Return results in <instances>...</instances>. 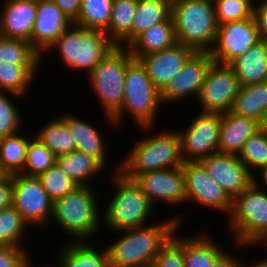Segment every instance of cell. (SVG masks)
<instances>
[{
    "label": "cell",
    "mask_w": 267,
    "mask_h": 267,
    "mask_svg": "<svg viewBox=\"0 0 267 267\" xmlns=\"http://www.w3.org/2000/svg\"><path fill=\"white\" fill-rule=\"evenodd\" d=\"M13 184L11 175L0 176V210L12 206Z\"/></svg>",
    "instance_id": "cell-45"
},
{
    "label": "cell",
    "mask_w": 267,
    "mask_h": 267,
    "mask_svg": "<svg viewBox=\"0 0 267 267\" xmlns=\"http://www.w3.org/2000/svg\"><path fill=\"white\" fill-rule=\"evenodd\" d=\"M257 174H258V176L260 175V182H259L258 176H256V174H255L254 175V183L257 186H259L261 189L267 191V189H266L267 188V166H265V167L261 168L259 171H257ZM261 184L264 185V187H266V188L265 189L262 188L263 186H260Z\"/></svg>",
    "instance_id": "cell-48"
},
{
    "label": "cell",
    "mask_w": 267,
    "mask_h": 267,
    "mask_svg": "<svg viewBox=\"0 0 267 267\" xmlns=\"http://www.w3.org/2000/svg\"><path fill=\"white\" fill-rule=\"evenodd\" d=\"M27 226L28 223L13 206L0 210V246L27 249L21 243L27 234Z\"/></svg>",
    "instance_id": "cell-35"
},
{
    "label": "cell",
    "mask_w": 267,
    "mask_h": 267,
    "mask_svg": "<svg viewBox=\"0 0 267 267\" xmlns=\"http://www.w3.org/2000/svg\"><path fill=\"white\" fill-rule=\"evenodd\" d=\"M239 89L233 69L228 64L213 62L196 100L203 113H226L232 110Z\"/></svg>",
    "instance_id": "cell-10"
},
{
    "label": "cell",
    "mask_w": 267,
    "mask_h": 267,
    "mask_svg": "<svg viewBox=\"0 0 267 267\" xmlns=\"http://www.w3.org/2000/svg\"><path fill=\"white\" fill-rule=\"evenodd\" d=\"M134 181L154 207L158 204L155 203L157 201L167 203L170 207L186 203L182 166L144 172L139 174Z\"/></svg>",
    "instance_id": "cell-15"
},
{
    "label": "cell",
    "mask_w": 267,
    "mask_h": 267,
    "mask_svg": "<svg viewBox=\"0 0 267 267\" xmlns=\"http://www.w3.org/2000/svg\"><path fill=\"white\" fill-rule=\"evenodd\" d=\"M35 18V1L12 0L3 2L0 11V36L26 40L32 45Z\"/></svg>",
    "instance_id": "cell-20"
},
{
    "label": "cell",
    "mask_w": 267,
    "mask_h": 267,
    "mask_svg": "<svg viewBox=\"0 0 267 267\" xmlns=\"http://www.w3.org/2000/svg\"><path fill=\"white\" fill-rule=\"evenodd\" d=\"M249 1L252 2L255 5V4H258L261 0H257V3L255 2L256 0L255 1L254 0H249Z\"/></svg>",
    "instance_id": "cell-51"
},
{
    "label": "cell",
    "mask_w": 267,
    "mask_h": 267,
    "mask_svg": "<svg viewBox=\"0 0 267 267\" xmlns=\"http://www.w3.org/2000/svg\"><path fill=\"white\" fill-rule=\"evenodd\" d=\"M38 68L40 64L0 63V91L23 98L34 82Z\"/></svg>",
    "instance_id": "cell-29"
},
{
    "label": "cell",
    "mask_w": 267,
    "mask_h": 267,
    "mask_svg": "<svg viewBox=\"0 0 267 267\" xmlns=\"http://www.w3.org/2000/svg\"><path fill=\"white\" fill-rule=\"evenodd\" d=\"M32 136L20 132L0 138V173L2 175L20 174L26 162L27 149Z\"/></svg>",
    "instance_id": "cell-31"
},
{
    "label": "cell",
    "mask_w": 267,
    "mask_h": 267,
    "mask_svg": "<svg viewBox=\"0 0 267 267\" xmlns=\"http://www.w3.org/2000/svg\"><path fill=\"white\" fill-rule=\"evenodd\" d=\"M260 131V123L231 111L221 114L218 153L239 155L245 142Z\"/></svg>",
    "instance_id": "cell-21"
},
{
    "label": "cell",
    "mask_w": 267,
    "mask_h": 267,
    "mask_svg": "<svg viewBox=\"0 0 267 267\" xmlns=\"http://www.w3.org/2000/svg\"><path fill=\"white\" fill-rule=\"evenodd\" d=\"M211 236L201 231L183 237L185 267H209L226 251Z\"/></svg>",
    "instance_id": "cell-26"
},
{
    "label": "cell",
    "mask_w": 267,
    "mask_h": 267,
    "mask_svg": "<svg viewBox=\"0 0 267 267\" xmlns=\"http://www.w3.org/2000/svg\"><path fill=\"white\" fill-rule=\"evenodd\" d=\"M227 218L235 245L260 247L267 240V191L253 183L232 199Z\"/></svg>",
    "instance_id": "cell-6"
},
{
    "label": "cell",
    "mask_w": 267,
    "mask_h": 267,
    "mask_svg": "<svg viewBox=\"0 0 267 267\" xmlns=\"http://www.w3.org/2000/svg\"><path fill=\"white\" fill-rule=\"evenodd\" d=\"M186 203L195 202L203 208H211L229 216L232 199L222 187L208 174L199 162H183Z\"/></svg>",
    "instance_id": "cell-13"
},
{
    "label": "cell",
    "mask_w": 267,
    "mask_h": 267,
    "mask_svg": "<svg viewBox=\"0 0 267 267\" xmlns=\"http://www.w3.org/2000/svg\"><path fill=\"white\" fill-rule=\"evenodd\" d=\"M138 128L143 132L145 131L144 133L149 131V135L146 134L145 137L137 140L126 157L118 164L120 166L119 172L124 177L134 180L144 172L176 168L183 165L181 140L176 130L152 134L154 133L153 126Z\"/></svg>",
    "instance_id": "cell-2"
},
{
    "label": "cell",
    "mask_w": 267,
    "mask_h": 267,
    "mask_svg": "<svg viewBox=\"0 0 267 267\" xmlns=\"http://www.w3.org/2000/svg\"><path fill=\"white\" fill-rule=\"evenodd\" d=\"M12 206L29 226L46 227L53 214V201L48 197L40 180L21 174H12Z\"/></svg>",
    "instance_id": "cell-12"
},
{
    "label": "cell",
    "mask_w": 267,
    "mask_h": 267,
    "mask_svg": "<svg viewBox=\"0 0 267 267\" xmlns=\"http://www.w3.org/2000/svg\"><path fill=\"white\" fill-rule=\"evenodd\" d=\"M61 11L75 22L81 9V0H52Z\"/></svg>",
    "instance_id": "cell-46"
},
{
    "label": "cell",
    "mask_w": 267,
    "mask_h": 267,
    "mask_svg": "<svg viewBox=\"0 0 267 267\" xmlns=\"http://www.w3.org/2000/svg\"><path fill=\"white\" fill-rule=\"evenodd\" d=\"M116 45L103 31L72 25L45 52H58L67 69L88 75ZM87 71V72H86Z\"/></svg>",
    "instance_id": "cell-8"
},
{
    "label": "cell",
    "mask_w": 267,
    "mask_h": 267,
    "mask_svg": "<svg viewBox=\"0 0 267 267\" xmlns=\"http://www.w3.org/2000/svg\"><path fill=\"white\" fill-rule=\"evenodd\" d=\"M119 171L120 166H117L113 176L110 175L116 192L102 212L104 225L113 232L148 225L155 210L135 181L127 179Z\"/></svg>",
    "instance_id": "cell-5"
},
{
    "label": "cell",
    "mask_w": 267,
    "mask_h": 267,
    "mask_svg": "<svg viewBox=\"0 0 267 267\" xmlns=\"http://www.w3.org/2000/svg\"><path fill=\"white\" fill-rule=\"evenodd\" d=\"M41 61V55L30 42L0 36V63L39 64Z\"/></svg>",
    "instance_id": "cell-36"
},
{
    "label": "cell",
    "mask_w": 267,
    "mask_h": 267,
    "mask_svg": "<svg viewBox=\"0 0 267 267\" xmlns=\"http://www.w3.org/2000/svg\"><path fill=\"white\" fill-rule=\"evenodd\" d=\"M238 158L253 175L267 166V133L260 130L251 136L243 145Z\"/></svg>",
    "instance_id": "cell-38"
},
{
    "label": "cell",
    "mask_w": 267,
    "mask_h": 267,
    "mask_svg": "<svg viewBox=\"0 0 267 267\" xmlns=\"http://www.w3.org/2000/svg\"><path fill=\"white\" fill-rule=\"evenodd\" d=\"M221 114L199 112L188 127L178 132L184 162L200 161L218 153Z\"/></svg>",
    "instance_id": "cell-11"
},
{
    "label": "cell",
    "mask_w": 267,
    "mask_h": 267,
    "mask_svg": "<svg viewBox=\"0 0 267 267\" xmlns=\"http://www.w3.org/2000/svg\"><path fill=\"white\" fill-rule=\"evenodd\" d=\"M225 251L211 266L209 267H243L244 263L240 257ZM240 258V259H238Z\"/></svg>",
    "instance_id": "cell-47"
},
{
    "label": "cell",
    "mask_w": 267,
    "mask_h": 267,
    "mask_svg": "<svg viewBox=\"0 0 267 267\" xmlns=\"http://www.w3.org/2000/svg\"><path fill=\"white\" fill-rule=\"evenodd\" d=\"M177 43L172 17L154 25L138 36L127 48L130 54L139 59L143 55L163 51Z\"/></svg>",
    "instance_id": "cell-25"
},
{
    "label": "cell",
    "mask_w": 267,
    "mask_h": 267,
    "mask_svg": "<svg viewBox=\"0 0 267 267\" xmlns=\"http://www.w3.org/2000/svg\"><path fill=\"white\" fill-rule=\"evenodd\" d=\"M96 196L92 186H77L53 203L52 222L74 241L93 242L102 224Z\"/></svg>",
    "instance_id": "cell-3"
},
{
    "label": "cell",
    "mask_w": 267,
    "mask_h": 267,
    "mask_svg": "<svg viewBox=\"0 0 267 267\" xmlns=\"http://www.w3.org/2000/svg\"><path fill=\"white\" fill-rule=\"evenodd\" d=\"M199 162L231 199L254 183V175L237 155L215 153Z\"/></svg>",
    "instance_id": "cell-17"
},
{
    "label": "cell",
    "mask_w": 267,
    "mask_h": 267,
    "mask_svg": "<svg viewBox=\"0 0 267 267\" xmlns=\"http://www.w3.org/2000/svg\"><path fill=\"white\" fill-rule=\"evenodd\" d=\"M74 22L52 0L36 2L32 47L45 57V52Z\"/></svg>",
    "instance_id": "cell-18"
},
{
    "label": "cell",
    "mask_w": 267,
    "mask_h": 267,
    "mask_svg": "<svg viewBox=\"0 0 267 267\" xmlns=\"http://www.w3.org/2000/svg\"><path fill=\"white\" fill-rule=\"evenodd\" d=\"M178 229L161 247L151 267H185L183 254V235H178Z\"/></svg>",
    "instance_id": "cell-42"
},
{
    "label": "cell",
    "mask_w": 267,
    "mask_h": 267,
    "mask_svg": "<svg viewBox=\"0 0 267 267\" xmlns=\"http://www.w3.org/2000/svg\"><path fill=\"white\" fill-rule=\"evenodd\" d=\"M260 41L256 21L253 18L228 22L217 27V36L210 54L214 62L229 64Z\"/></svg>",
    "instance_id": "cell-14"
},
{
    "label": "cell",
    "mask_w": 267,
    "mask_h": 267,
    "mask_svg": "<svg viewBox=\"0 0 267 267\" xmlns=\"http://www.w3.org/2000/svg\"><path fill=\"white\" fill-rule=\"evenodd\" d=\"M113 0H81V9L74 25L105 32L111 19Z\"/></svg>",
    "instance_id": "cell-34"
},
{
    "label": "cell",
    "mask_w": 267,
    "mask_h": 267,
    "mask_svg": "<svg viewBox=\"0 0 267 267\" xmlns=\"http://www.w3.org/2000/svg\"><path fill=\"white\" fill-rule=\"evenodd\" d=\"M259 123H260V130L267 133V107H266V110L264 111L262 119Z\"/></svg>",
    "instance_id": "cell-50"
},
{
    "label": "cell",
    "mask_w": 267,
    "mask_h": 267,
    "mask_svg": "<svg viewBox=\"0 0 267 267\" xmlns=\"http://www.w3.org/2000/svg\"><path fill=\"white\" fill-rule=\"evenodd\" d=\"M267 107V81L240 86L231 112L261 121Z\"/></svg>",
    "instance_id": "cell-30"
},
{
    "label": "cell",
    "mask_w": 267,
    "mask_h": 267,
    "mask_svg": "<svg viewBox=\"0 0 267 267\" xmlns=\"http://www.w3.org/2000/svg\"><path fill=\"white\" fill-rule=\"evenodd\" d=\"M171 17L177 43L195 52H211L218 27L212 0H172Z\"/></svg>",
    "instance_id": "cell-4"
},
{
    "label": "cell",
    "mask_w": 267,
    "mask_h": 267,
    "mask_svg": "<svg viewBox=\"0 0 267 267\" xmlns=\"http://www.w3.org/2000/svg\"><path fill=\"white\" fill-rule=\"evenodd\" d=\"M217 25L253 18L254 4L249 0H213Z\"/></svg>",
    "instance_id": "cell-40"
},
{
    "label": "cell",
    "mask_w": 267,
    "mask_h": 267,
    "mask_svg": "<svg viewBox=\"0 0 267 267\" xmlns=\"http://www.w3.org/2000/svg\"><path fill=\"white\" fill-rule=\"evenodd\" d=\"M194 53L192 48L176 43L163 51L143 55L138 60L145 67L153 85L161 92Z\"/></svg>",
    "instance_id": "cell-19"
},
{
    "label": "cell",
    "mask_w": 267,
    "mask_h": 267,
    "mask_svg": "<svg viewBox=\"0 0 267 267\" xmlns=\"http://www.w3.org/2000/svg\"><path fill=\"white\" fill-rule=\"evenodd\" d=\"M69 240L54 256H57V267H112L106 247L98 250L89 240Z\"/></svg>",
    "instance_id": "cell-23"
},
{
    "label": "cell",
    "mask_w": 267,
    "mask_h": 267,
    "mask_svg": "<svg viewBox=\"0 0 267 267\" xmlns=\"http://www.w3.org/2000/svg\"><path fill=\"white\" fill-rule=\"evenodd\" d=\"M172 0H138L136 14L132 23V42L159 23L171 17Z\"/></svg>",
    "instance_id": "cell-32"
},
{
    "label": "cell",
    "mask_w": 267,
    "mask_h": 267,
    "mask_svg": "<svg viewBox=\"0 0 267 267\" xmlns=\"http://www.w3.org/2000/svg\"><path fill=\"white\" fill-rule=\"evenodd\" d=\"M32 136L28 144L26 162L20 174L29 177H38L41 173L56 164L57 156L34 134Z\"/></svg>",
    "instance_id": "cell-37"
},
{
    "label": "cell",
    "mask_w": 267,
    "mask_h": 267,
    "mask_svg": "<svg viewBox=\"0 0 267 267\" xmlns=\"http://www.w3.org/2000/svg\"><path fill=\"white\" fill-rule=\"evenodd\" d=\"M262 245H264L266 247L267 246V240Z\"/></svg>",
    "instance_id": "cell-52"
},
{
    "label": "cell",
    "mask_w": 267,
    "mask_h": 267,
    "mask_svg": "<svg viewBox=\"0 0 267 267\" xmlns=\"http://www.w3.org/2000/svg\"><path fill=\"white\" fill-rule=\"evenodd\" d=\"M253 264H247L246 265V262L244 263V266L243 267H267V258L264 259V256H263V259L261 260H255V262H252Z\"/></svg>",
    "instance_id": "cell-49"
},
{
    "label": "cell",
    "mask_w": 267,
    "mask_h": 267,
    "mask_svg": "<svg viewBox=\"0 0 267 267\" xmlns=\"http://www.w3.org/2000/svg\"><path fill=\"white\" fill-rule=\"evenodd\" d=\"M228 65L238 77L240 86L267 81V43L258 41Z\"/></svg>",
    "instance_id": "cell-24"
},
{
    "label": "cell",
    "mask_w": 267,
    "mask_h": 267,
    "mask_svg": "<svg viewBox=\"0 0 267 267\" xmlns=\"http://www.w3.org/2000/svg\"><path fill=\"white\" fill-rule=\"evenodd\" d=\"M134 59L128 48L115 46L87 75L104 117L114 128L117 125L112 117L122 107L126 69Z\"/></svg>",
    "instance_id": "cell-9"
},
{
    "label": "cell",
    "mask_w": 267,
    "mask_h": 267,
    "mask_svg": "<svg viewBox=\"0 0 267 267\" xmlns=\"http://www.w3.org/2000/svg\"><path fill=\"white\" fill-rule=\"evenodd\" d=\"M56 164L78 185L93 186L91 179L102 174L105 167L94 157L74 150L57 156Z\"/></svg>",
    "instance_id": "cell-28"
},
{
    "label": "cell",
    "mask_w": 267,
    "mask_h": 267,
    "mask_svg": "<svg viewBox=\"0 0 267 267\" xmlns=\"http://www.w3.org/2000/svg\"><path fill=\"white\" fill-rule=\"evenodd\" d=\"M70 113H62L59 117L65 122L76 144V150L84 152L97 159L103 166L107 158V142L103 133L93 126L92 123L76 117Z\"/></svg>",
    "instance_id": "cell-22"
},
{
    "label": "cell",
    "mask_w": 267,
    "mask_h": 267,
    "mask_svg": "<svg viewBox=\"0 0 267 267\" xmlns=\"http://www.w3.org/2000/svg\"><path fill=\"white\" fill-rule=\"evenodd\" d=\"M11 94L0 91V138L14 135L24 129L22 126L25 121L22 120L21 110L11 101L10 96L8 97Z\"/></svg>",
    "instance_id": "cell-41"
},
{
    "label": "cell",
    "mask_w": 267,
    "mask_h": 267,
    "mask_svg": "<svg viewBox=\"0 0 267 267\" xmlns=\"http://www.w3.org/2000/svg\"><path fill=\"white\" fill-rule=\"evenodd\" d=\"M138 0H113L111 19L106 36L120 47L132 43V23L136 14Z\"/></svg>",
    "instance_id": "cell-27"
},
{
    "label": "cell",
    "mask_w": 267,
    "mask_h": 267,
    "mask_svg": "<svg viewBox=\"0 0 267 267\" xmlns=\"http://www.w3.org/2000/svg\"><path fill=\"white\" fill-rule=\"evenodd\" d=\"M30 257L26 249L0 246V267H31Z\"/></svg>",
    "instance_id": "cell-43"
},
{
    "label": "cell",
    "mask_w": 267,
    "mask_h": 267,
    "mask_svg": "<svg viewBox=\"0 0 267 267\" xmlns=\"http://www.w3.org/2000/svg\"><path fill=\"white\" fill-rule=\"evenodd\" d=\"M37 178L53 202L64 197L78 186L57 164L48 168Z\"/></svg>",
    "instance_id": "cell-39"
},
{
    "label": "cell",
    "mask_w": 267,
    "mask_h": 267,
    "mask_svg": "<svg viewBox=\"0 0 267 267\" xmlns=\"http://www.w3.org/2000/svg\"><path fill=\"white\" fill-rule=\"evenodd\" d=\"M253 17L257 24L260 40L267 43V0H261L254 5Z\"/></svg>",
    "instance_id": "cell-44"
},
{
    "label": "cell",
    "mask_w": 267,
    "mask_h": 267,
    "mask_svg": "<svg viewBox=\"0 0 267 267\" xmlns=\"http://www.w3.org/2000/svg\"><path fill=\"white\" fill-rule=\"evenodd\" d=\"M182 215L138 228L121 230L117 241L107 245L112 267H151L161 247L184 222ZM181 217V218H180ZM110 245V246H109Z\"/></svg>",
    "instance_id": "cell-1"
},
{
    "label": "cell",
    "mask_w": 267,
    "mask_h": 267,
    "mask_svg": "<svg viewBox=\"0 0 267 267\" xmlns=\"http://www.w3.org/2000/svg\"><path fill=\"white\" fill-rule=\"evenodd\" d=\"M214 62L210 52H195L183 69L161 91L163 104L175 103L185 97L197 99L211 64Z\"/></svg>",
    "instance_id": "cell-16"
},
{
    "label": "cell",
    "mask_w": 267,
    "mask_h": 267,
    "mask_svg": "<svg viewBox=\"0 0 267 267\" xmlns=\"http://www.w3.org/2000/svg\"><path fill=\"white\" fill-rule=\"evenodd\" d=\"M34 133V135L45 144L56 156L68 154L76 150V144L65 122L55 116L53 120Z\"/></svg>",
    "instance_id": "cell-33"
},
{
    "label": "cell",
    "mask_w": 267,
    "mask_h": 267,
    "mask_svg": "<svg viewBox=\"0 0 267 267\" xmlns=\"http://www.w3.org/2000/svg\"><path fill=\"white\" fill-rule=\"evenodd\" d=\"M162 105L161 92L153 85L145 67L139 60L134 59L127 66L123 103L121 109L112 117L113 122L120 127L125 114L128 113L136 122L135 125L155 127L158 109Z\"/></svg>",
    "instance_id": "cell-7"
}]
</instances>
